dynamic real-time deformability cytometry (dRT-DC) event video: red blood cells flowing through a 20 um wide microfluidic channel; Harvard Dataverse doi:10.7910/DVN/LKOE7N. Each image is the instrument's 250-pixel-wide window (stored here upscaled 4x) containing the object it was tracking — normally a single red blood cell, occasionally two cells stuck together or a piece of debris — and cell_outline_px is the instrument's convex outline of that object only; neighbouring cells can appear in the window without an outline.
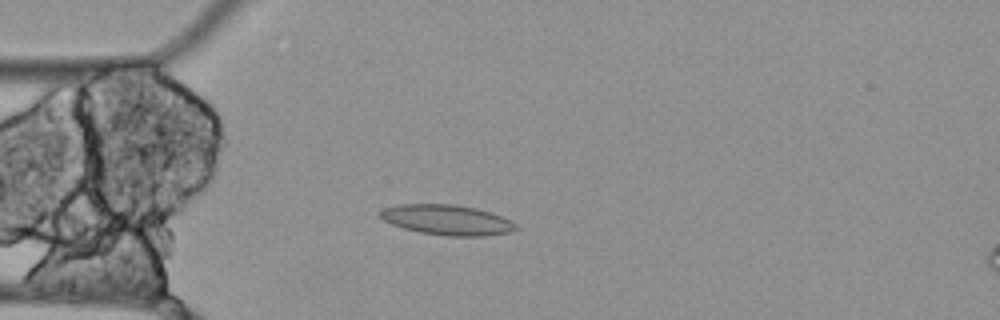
{"species": "Egyptian fruit bat (a non-hibernating species)", "species_latin": "Rousettus aegyptiacus", "temperature_condition": "cold", "stored_images_in_passage": 56, "camera_frame_rate_fps": 3000, "um_per_image_px": 0.085, "animal": {"sex": "female"}, "frame": {"image": 1, "passage_image": 15, "time_ms": 4.667, "image_size_px": [1000, 320], "cell_outline_px": [[520, 228], [508, 232], [484, 236], [448, 236], [420, 232], [404, 228], [392, 224], [384, 220], [380, 216], [380, 212], [384, 208], [396, 204], [452, 204], [476, 208], [492, 212], [512, 220]], "centroid_in_image_um": [38.03, 18.68], "position_along_channel_um": 47.0, "area_um2": 23.93}}
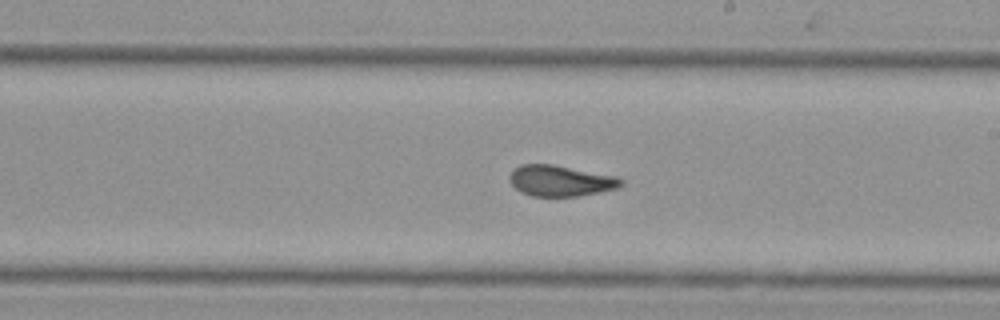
{"frame": {"image": 2, "passage_image": 32, "time_ms": 10.333, "image_size_px": [1000, 320], "cell_outline_px": [[624, 184], [616, 188], [600, 192], [576, 196], [532, 196], [520, 192], [508, 180], [508, 176], [520, 164], [552, 164], [620, 176], [624, 180]], "centroid_in_image_um": [47.68, 15.36], "position_along_channel_um": 241.3, "area_um2": 20.29}}
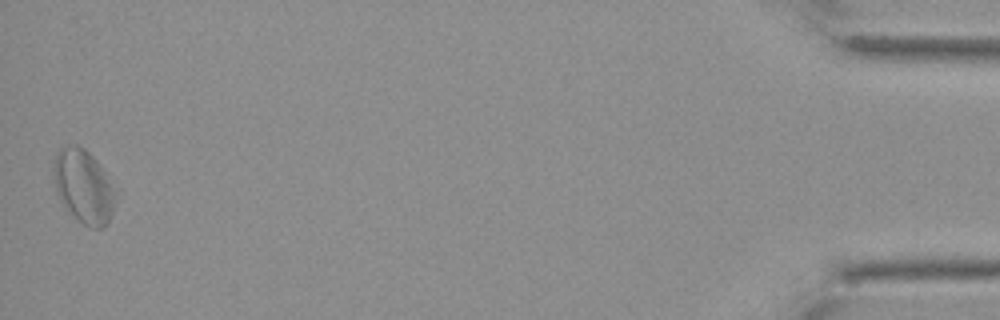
{"frame": {"image": 3, "passage_image": 56, "time_ms": 18.333, "image_size_px": [1000, 320], "cell_outline_px": [[120, 196], [104, 228], [92, 228], [84, 224], [68, 212], [64, 208], [56, 192], [52, 172], [52, 164], [56, 152], [60, 148], [68, 144], [76, 144], [84, 148], [96, 160]], "centroid_in_image_um": [7.09, 15.84], "position_along_channel_um": 428.1, "area_um2": 27.11}, "authors_computed_cell_mechanics": {"area_um2": 22.0796, "velocity_mm_per_s": 3.4761, "shape_relaxation_time_tau1_ms": null, "shape_relaxation_time_tau2_ms": 5.6017, "deformation_change_tau1": null, "deformation_change_tau2": 0.0579}}